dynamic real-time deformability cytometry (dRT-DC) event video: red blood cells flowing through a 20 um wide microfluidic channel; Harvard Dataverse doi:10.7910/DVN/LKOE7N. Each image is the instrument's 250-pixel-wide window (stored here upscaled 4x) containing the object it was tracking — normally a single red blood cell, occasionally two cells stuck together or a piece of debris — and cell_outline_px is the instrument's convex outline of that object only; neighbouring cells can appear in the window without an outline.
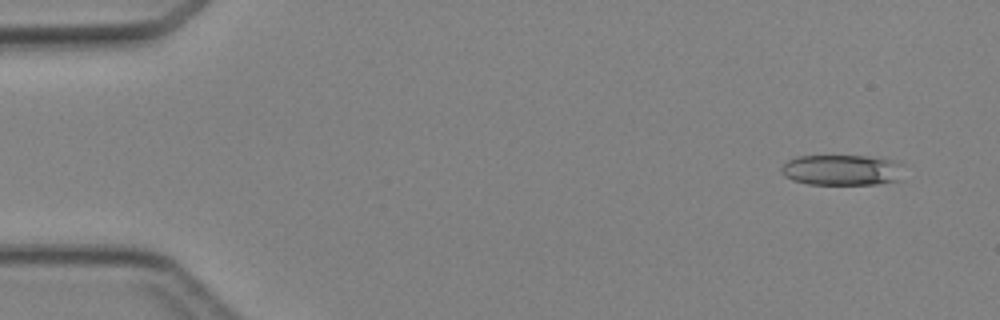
{"species": "Egyptian fruit bat (a non-hibernating species)", "species_latin": "Rousettus aegyptiacus", "temperature_condition": "cold", "stored_images_in_passage": 2, "camera_frame_rate_fps": 3000, "um_per_image_px": 0.085, "animal": {"sex": "female"}, "frame": {"image": 1, "passage_image": 1, "time_ms": 0.0, "image_size_px": [1000, 320], "cell_outline_px": [[904, 164], [900, 180], [876, 184], [808, 184], [792, 180], [784, 176], [780, 172], [780, 168], [788, 160], [796, 156], [868, 156], [892, 160]], "centroid_in_image_um": [71.56, 14.45], "position_along_channel_um": 13.4, "area_um2": 22.08}}